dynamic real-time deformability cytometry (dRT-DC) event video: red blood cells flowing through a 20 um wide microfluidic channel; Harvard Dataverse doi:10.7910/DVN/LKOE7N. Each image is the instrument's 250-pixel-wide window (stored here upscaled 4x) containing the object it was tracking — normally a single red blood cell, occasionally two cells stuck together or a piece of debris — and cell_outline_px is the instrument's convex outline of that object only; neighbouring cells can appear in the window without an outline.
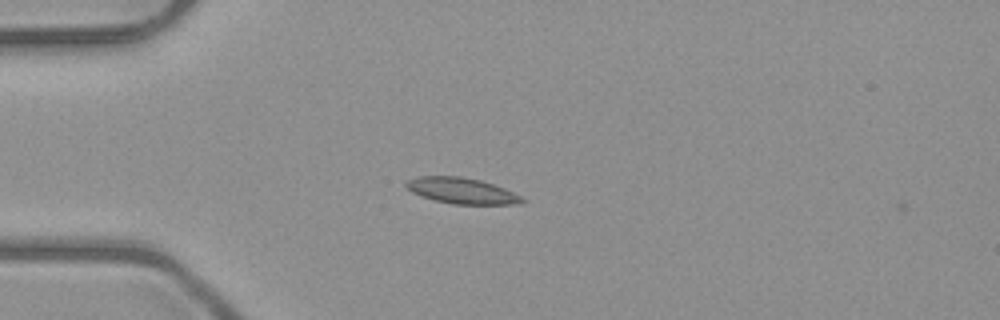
{"species": "common noctule bat (a hibernating species)", "species_latin": "Nyctalus noctula", "temperature_condition": "room temperature", "stored_images_in_passage": 2, "camera_frame_rate_fps": 3000, "um_per_image_px": 0.085, "animal": {"sex": "male", "body_mass_g": 23.1, "forearm_length_mm": 52.7}, "frame": {"image": 1, "passage_image": 1, "time_ms": 0.0, "image_size_px": [1000, 320], "cell_outline_px": [[528, 200], [520, 204], [452, 204], [420, 196], [412, 192], [404, 184], [408, 180], [416, 176], [460, 176], [480, 180], [504, 188]], "centroid_in_image_um": [39.24, 16.21], "position_along_channel_um": 45.8, "area_um2": 17.46}}